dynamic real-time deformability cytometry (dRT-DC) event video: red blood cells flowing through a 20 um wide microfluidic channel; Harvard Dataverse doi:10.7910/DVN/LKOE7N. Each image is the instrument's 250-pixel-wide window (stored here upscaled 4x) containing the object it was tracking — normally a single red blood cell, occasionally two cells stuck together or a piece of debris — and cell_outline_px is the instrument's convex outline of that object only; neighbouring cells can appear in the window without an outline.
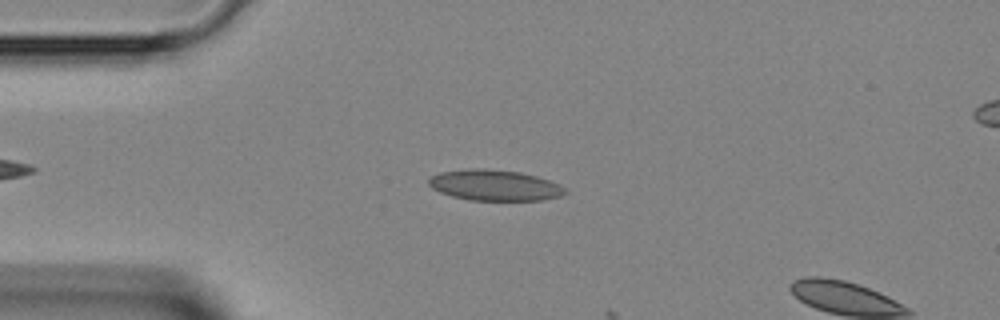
{"species": "Egyptian fruit bat (a non-hibernating species)", "species_latin": "Rousettus aegyptiacus", "temperature_condition": "room temperature", "stored_images_in_passage": 12, "camera_frame_rate_fps": 3000, "um_per_image_px": 0.085, "animal": {"sex": "female"}, "frame": {"image": 1, "passage_image": 10, "time_ms": 3.0, "image_size_px": [1000, 320], "cell_outline_px": [[568, 192], [560, 196], [544, 200], [472, 200], [452, 196], [440, 192], [432, 188], [428, 184], [428, 180], [432, 176], [440, 172], [472, 168], [484, 168], [520, 172], [536, 176], [560, 184]], "centroid_in_image_um": [42.05, 15.74], "position_along_channel_um": 43.0, "area_um2": 24.45}}